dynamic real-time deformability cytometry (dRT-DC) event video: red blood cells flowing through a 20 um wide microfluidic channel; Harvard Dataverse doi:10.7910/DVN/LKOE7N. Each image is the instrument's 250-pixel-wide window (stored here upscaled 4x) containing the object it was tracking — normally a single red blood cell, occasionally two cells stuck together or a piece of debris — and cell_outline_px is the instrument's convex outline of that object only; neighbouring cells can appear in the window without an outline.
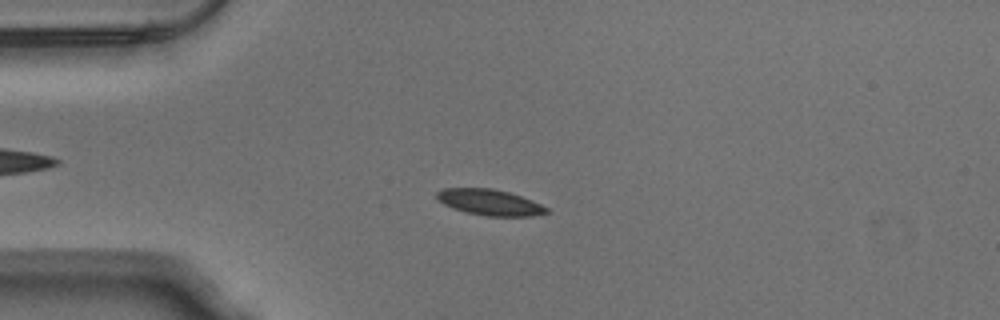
{"species": "Egyptian fruit bat (a non-hibernating species)", "species_latin": "Rousettus aegyptiacus", "temperature_condition": "warm", "stored_images_in_passage": 48, "camera_frame_rate_fps": 3000, "um_per_image_px": 0.085, "animal": {"sex": "male"}, "frame": {"image": 1, "passage_image": 8, "time_ms": 2.333, "image_size_px": [1000, 320], "cell_outline_px": [[552, 212], [532, 216], [488, 216], [464, 212], [452, 208], [436, 200], [436, 192], [444, 188], [492, 188], [508, 192], [532, 200], [548, 208]], "centroid_in_image_um": [41.61, 17.2], "position_along_channel_um": 43.4, "area_um2": 16.7}}
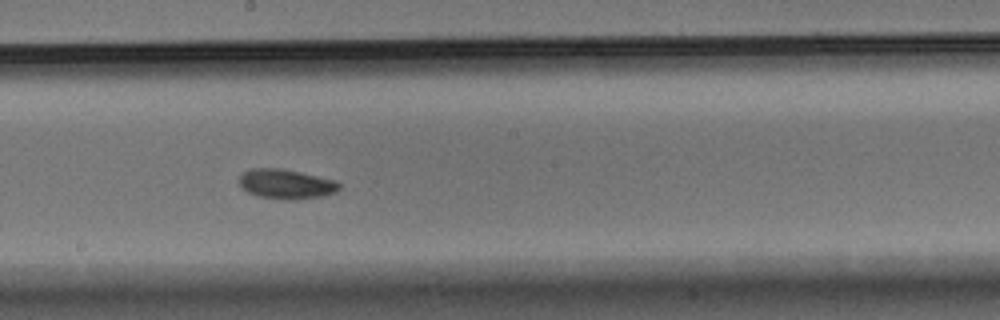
{"frame": {"image": 2, "passage_image": 24, "time_ms": 7.667, "image_size_px": [1000, 320], "cell_outline_px": [[340, 188], [336, 192], [324, 196], [292, 200], [284, 200], [256, 196], [248, 192], [240, 184], [240, 176], [244, 172], [252, 168], [280, 168], [300, 172], [336, 180], [340, 184]], "centroid_in_image_um": [24.35, 15.65], "position_along_channel_um": 223.9, "area_um2": 17.34}}
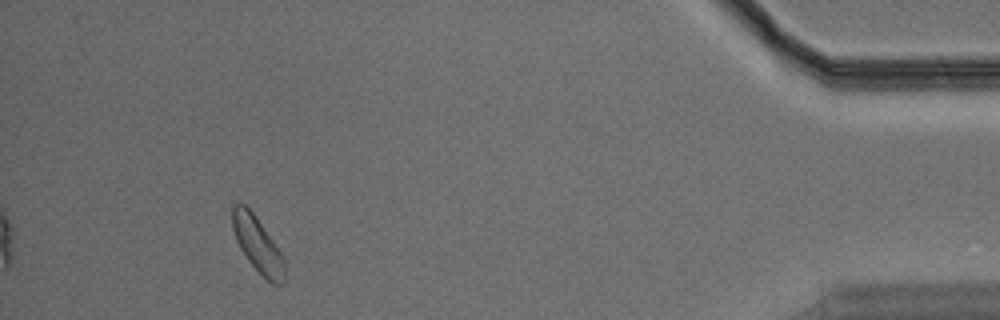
{"frame": {"image": 3, "passage_image": 44, "time_ms": 14.333, "image_size_px": [1000, 320], "cell_outline_px": [[284, 280], [280, 284], [272, 284], [248, 260], [240, 248], [236, 240], [232, 228], [232, 204], [244, 204], [252, 212], [272, 240], [280, 252], [284, 260]], "centroid_in_image_um": [21.87, 20.77], "position_along_channel_um": 413.3, "area_um2": 16.24}, "authors_computed_cell_mechanics": {"area_um2": 16.6175, "velocity_mm_per_s": 3.774, "shape_relaxation_time_tau1_ms": 3.6441, "shape_relaxation_time_tau2_ms": null, "deformation_change_tau1": 0.0723, "deformation_change_tau2": null}}